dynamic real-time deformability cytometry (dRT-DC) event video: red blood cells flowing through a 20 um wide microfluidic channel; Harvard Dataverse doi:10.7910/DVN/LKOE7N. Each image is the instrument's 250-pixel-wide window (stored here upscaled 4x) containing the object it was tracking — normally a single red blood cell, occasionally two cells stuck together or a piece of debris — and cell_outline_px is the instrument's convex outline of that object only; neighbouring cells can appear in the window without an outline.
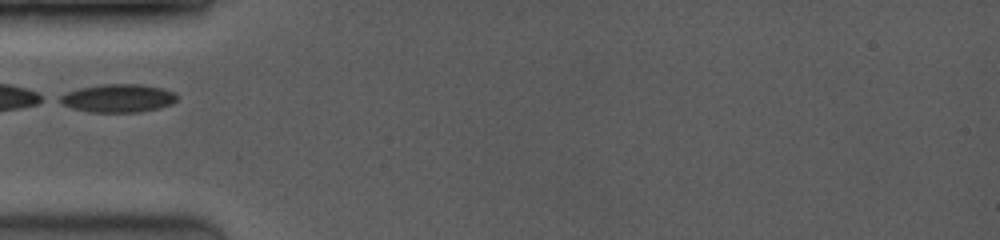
{"species": "common noctule bat (a hibernating species)", "species_latin": "Nyctalus noctula", "temperature_condition": "room temperature", "stored_images_in_passage": 1, "camera_frame_rate_fps": 3500, "um_per_image_px": 0.085, "animal": {"sex": "female", "body_mass_g": 19.0, "forearm_length_mm": 53.3}, "frame": {"image": 1, "passage_image": 1, "time_ms": 0.0, "image_size_px": [1000, 240], "cell_outline_px": [[176, 100], [172, 104], [160, 108], [140, 112], [88, 112], [72, 108], [56, 100], [60, 96], [68, 92], [80, 88], [100, 84], [140, 84], [160, 88], [172, 92], [176, 96]], "centroid_in_image_um": [10.01, 8.35], "position_along_channel_um": 75.0, "area_um2": 19.13}}